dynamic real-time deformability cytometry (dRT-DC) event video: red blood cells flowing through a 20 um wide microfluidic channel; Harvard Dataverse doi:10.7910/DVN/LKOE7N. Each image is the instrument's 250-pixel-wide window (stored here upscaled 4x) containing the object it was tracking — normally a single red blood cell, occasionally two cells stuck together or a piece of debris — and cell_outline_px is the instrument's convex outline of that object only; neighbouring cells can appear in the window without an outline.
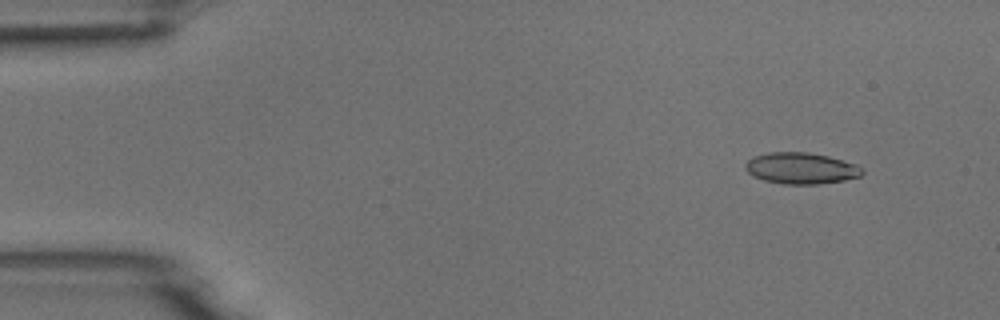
{"species": "common noctule bat (a hibernating species)", "species_latin": "Nyctalus noctula", "temperature_condition": "room temperature", "stored_images_in_passage": 14, "camera_frame_rate_fps": 3000, "um_per_image_px": 0.085, "animal": {"sex": "male", "body_mass_g": 18.8}, "frame": {"image": 1, "passage_image": 5, "time_ms": 1.333, "image_size_px": [1000, 320], "cell_outline_px": [[864, 172], [860, 176], [844, 180], [816, 184], [784, 184], [764, 180], [752, 176], [744, 168], [744, 164], [752, 156], [768, 152], [808, 152], [828, 156], [856, 164], [864, 168]], "centroid_in_image_um": [68.07, 14.29], "position_along_channel_um": 16.9, "area_um2": 21.44}}